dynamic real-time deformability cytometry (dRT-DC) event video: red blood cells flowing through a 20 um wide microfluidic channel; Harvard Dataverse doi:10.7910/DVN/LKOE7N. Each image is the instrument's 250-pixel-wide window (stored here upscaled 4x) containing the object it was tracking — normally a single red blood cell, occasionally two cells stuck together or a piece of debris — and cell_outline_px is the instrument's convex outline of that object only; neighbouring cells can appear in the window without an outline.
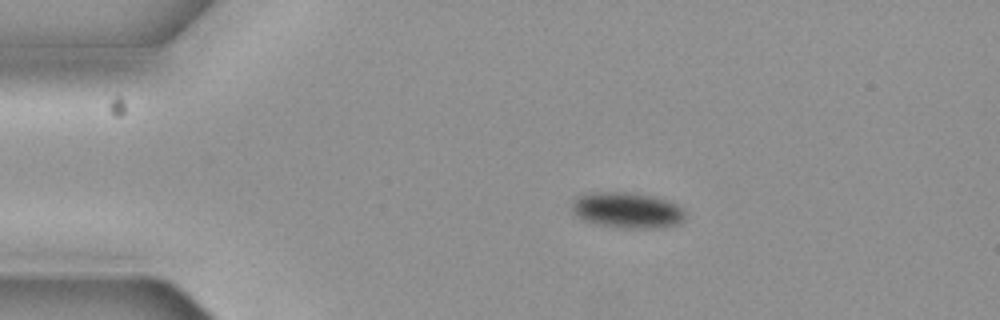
{"species": "common noctule bat (a hibernating species)", "species_latin": "Nyctalus noctula", "temperature_condition": "cold", "stored_images_in_passage": 7, "camera_frame_rate_fps": 3000, "um_per_image_px": 0.085, "animal": {"sex": "female", "body_mass_g": 19.3, "forearm_length_mm": 54.1}, "frame": {"image": 1, "passage_image": 2, "time_ms": 0.333, "image_size_px": [1000, 320], "cell_outline_px": [[684, 216], [680, 224], [656, 228], [624, 228], [596, 224], [584, 220], [576, 216], [572, 212], [572, 200], [576, 196], [588, 192], [628, 192], [652, 196], [668, 200], [676, 204], [684, 212]], "centroid_in_image_um": [53.26, 17.86], "position_along_channel_um": 31.7, "area_um2": 23.76}}
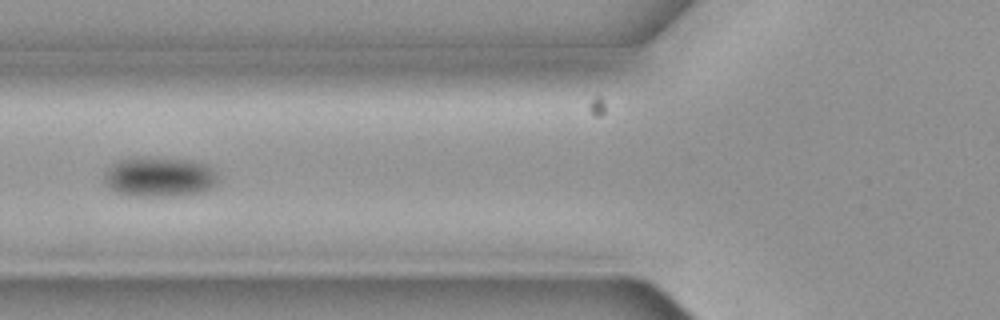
{"frame": {"image": 2, "passage_image": 5, "time_ms": 1.333, "image_size_px": [1000, 320], "cell_outline_px": [[220, 180], [212, 188], [200, 192], [184, 196], [132, 196], [116, 192], [104, 184], [104, 172], [112, 164], [120, 160], [132, 156], [148, 156], [192, 160], [208, 164], [216, 172]], "centroid_in_image_um": [13.56, 15.02], "position_along_channel_um": 112.2, "area_um2": 27.34}}
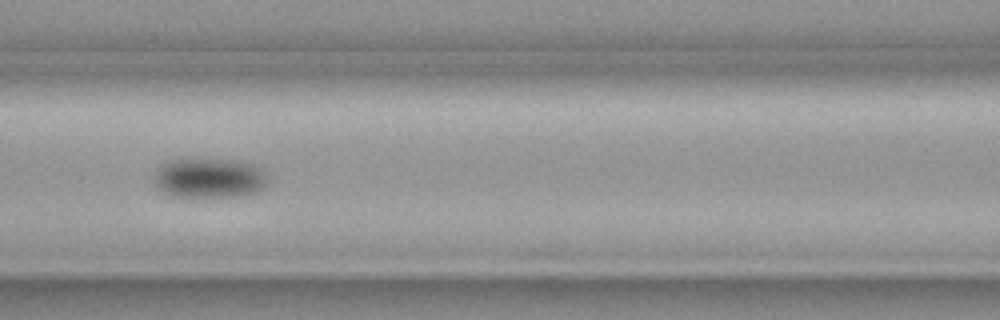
{"frame": {"image": 3, "passage_image": 6, "time_ms": 1.667, "image_size_px": [1000, 320], "cell_outline_px": [[268, 180], [264, 188], [256, 192], [240, 196], [172, 196], [156, 188], [156, 172], [160, 164], [168, 160], [232, 160], [256, 164], [264, 172]], "centroid_in_image_um": [17.82, 15.14], "position_along_channel_um": 148.8, "area_um2": 26.13}}